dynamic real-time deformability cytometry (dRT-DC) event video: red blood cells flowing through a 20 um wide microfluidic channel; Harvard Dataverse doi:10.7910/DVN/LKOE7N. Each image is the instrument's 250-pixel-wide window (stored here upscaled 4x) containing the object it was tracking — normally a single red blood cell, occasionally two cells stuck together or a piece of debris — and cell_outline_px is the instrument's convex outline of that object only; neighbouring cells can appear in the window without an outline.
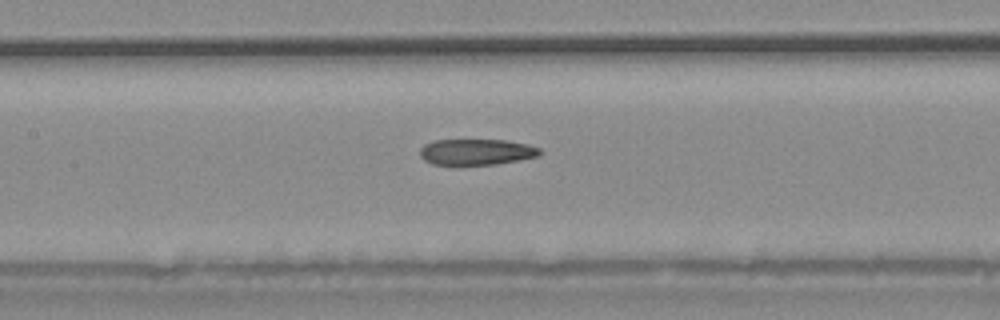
{"species": "common noctule bat (a hibernating species)", "species_latin": "Nyctalus noctula", "temperature_condition": "warm", "stored_images_in_passage": 38, "camera_frame_rate_fps": 3000, "um_per_image_px": 0.085, "animal": {"sex": "male", "body_mass_g": 20.4}, "frame": {"image": 1, "passage_image": 17, "time_ms": 5.333, "image_size_px": [1000, 320], "cell_outline_px": [[540, 156], [496, 164], [432, 164], [424, 160], [420, 156], [420, 148], [424, 144], [432, 140], [504, 140], [528, 144], [540, 148]], "centroid_in_image_um": [40.48, 12.9], "position_along_channel_um": 166.9, "area_um2": 18.09}}